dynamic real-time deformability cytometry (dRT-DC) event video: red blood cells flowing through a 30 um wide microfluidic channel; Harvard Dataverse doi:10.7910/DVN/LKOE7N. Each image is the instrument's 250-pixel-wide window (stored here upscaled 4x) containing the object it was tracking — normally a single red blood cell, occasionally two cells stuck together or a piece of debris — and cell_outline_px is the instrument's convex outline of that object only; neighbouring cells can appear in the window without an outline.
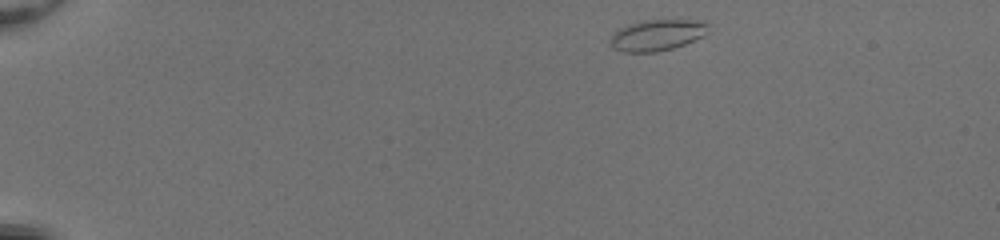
{"species": "common noctule bat (a hibernating species)", "species_latin": "Nyctalus noctula", "temperature_condition": "room temperature", "stored_images_in_passage": 43, "camera_frame_rate_fps": 3000, "um_per_image_px": 0.085, "animal": {"sex": "female", "body_mass_g": 20.0, "forearm_length_mm": 54.0}, "frame": {"image": 1, "passage_image": 1, "time_ms": 0.0, "image_size_px": [1000, 240], "cell_outline_px": [[708, 32], [704, 36], [684, 44], [672, 48], [656, 52], [624, 52], [612, 48], [608, 40], [620, 28], [628, 24], [640, 20], [708, 20]], "centroid_in_image_um": [55.87, 2.97], "position_along_channel_um": 29.1, "area_um2": 17.98}}
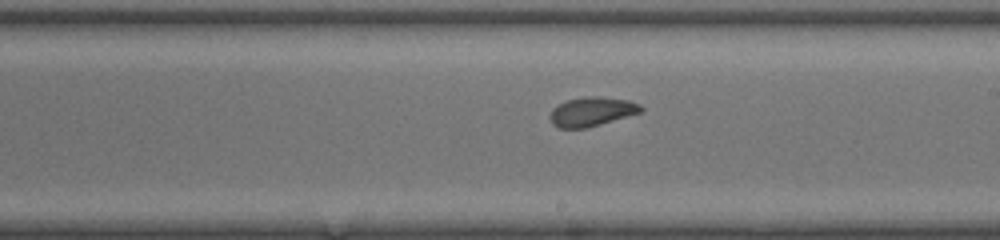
{"frame": {"image": 2, "passage_image": 24, "time_ms": 7.667, "image_size_px": [1000, 240], "cell_outline_px": [[644, 108], [640, 112], [600, 124], [584, 128], [560, 128], [552, 124], [548, 116], [552, 108], [568, 100], [584, 96], [596, 96], [628, 100], [640, 104]], "centroid_in_image_um": [50.26, 9.48], "position_along_channel_um": 238.7, "area_um2": 15.32}}
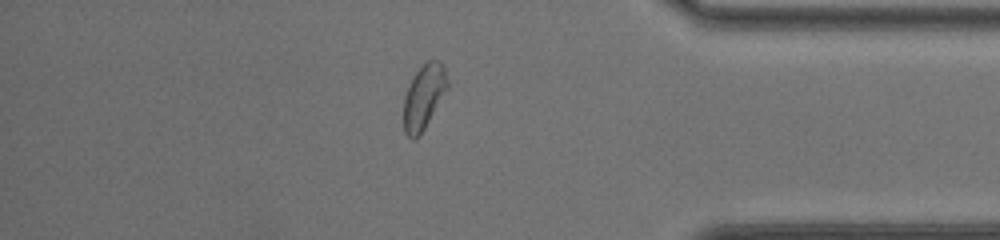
{"frame": {"image": 3, "passage_image": 37, "time_ms": 12.0, "image_size_px": [1000, 240], "cell_outline_px": [[448, 88], [420, 136], [412, 140], [404, 132], [404, 96], [412, 76], [428, 60], [440, 60], [444, 64], [448, 80]], "centroid_in_image_um": [36.03, 8.22], "position_along_channel_um": 399.2, "area_um2": 16.59}, "authors_computed_cell_mechanics": {"area_um2": 16.3574, "velocity_mm_per_s": 4.1182, "shape_relaxation_time_tau1_ms": 4.2259, "shape_relaxation_time_tau2_ms": 1.9756, "deformation_change_tau1": 0.152, "deformation_change_tau2": 0.0646}}